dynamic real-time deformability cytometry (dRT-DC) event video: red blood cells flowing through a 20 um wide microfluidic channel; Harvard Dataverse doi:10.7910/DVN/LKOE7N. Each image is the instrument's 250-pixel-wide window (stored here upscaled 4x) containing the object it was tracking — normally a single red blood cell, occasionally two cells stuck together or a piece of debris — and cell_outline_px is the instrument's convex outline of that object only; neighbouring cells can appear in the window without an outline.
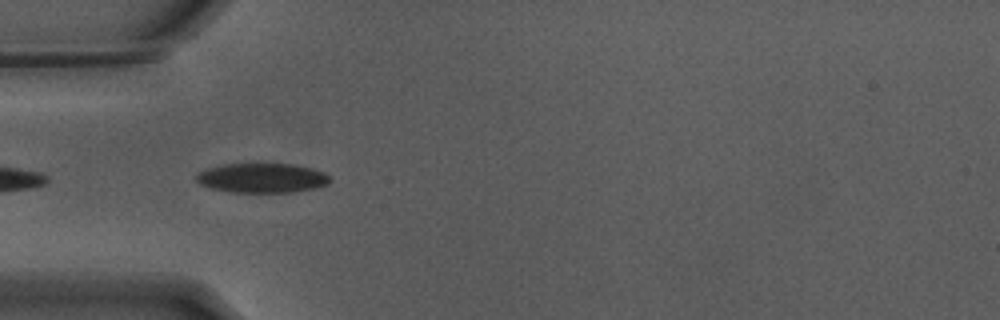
{"species": "Egyptian fruit bat (a non-hibernating species)", "species_latin": "Rousettus aegyptiacus", "temperature_condition": "warm", "stored_images_in_passage": 6, "camera_frame_rate_fps": 3000, "um_per_image_px": 0.085, "animal": {"sex": "male"}, "frame": {"image": 1, "passage_image": 2, "time_ms": 0.333, "image_size_px": [1000, 320], "cell_outline_px": [[332, 180], [328, 184], [316, 188], [292, 192], [232, 192], [212, 188], [200, 184], [196, 180], [196, 176], [200, 172], [208, 168], [224, 164], [292, 164], [312, 168], [324, 172]], "centroid_in_image_um": [22.31, 15.13], "position_along_channel_um": 62.7, "area_um2": 22.89}}